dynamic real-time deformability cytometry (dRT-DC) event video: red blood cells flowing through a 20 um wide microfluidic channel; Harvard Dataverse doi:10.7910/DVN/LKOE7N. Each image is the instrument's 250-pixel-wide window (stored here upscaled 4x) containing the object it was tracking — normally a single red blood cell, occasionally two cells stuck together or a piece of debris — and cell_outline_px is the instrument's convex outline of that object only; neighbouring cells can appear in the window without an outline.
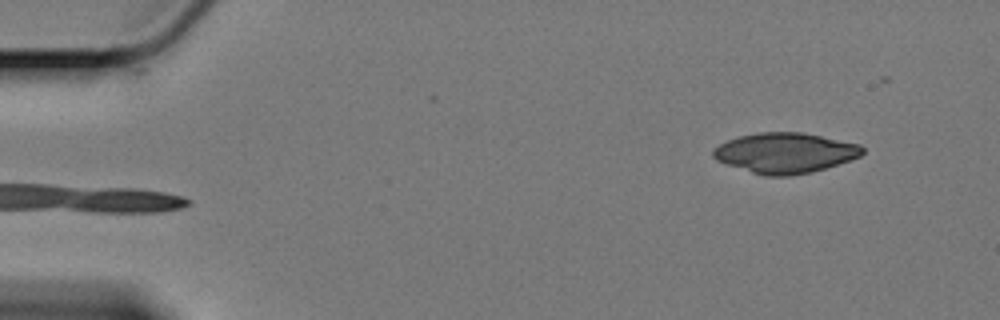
{"species": "Egyptian fruit bat (a non-hibernating species)", "species_latin": "Rousettus aegyptiacus", "temperature_condition": "cold", "stored_images_in_passage": 47, "segment_of_instrument_passage": [1, 2], "camera_frame_rate_fps": 3000, "um_per_image_px": 0.085, "animal": {"sex": "female"}, "frame": {"image": 1, "passage_image": 1, "time_ms": 0.0, "image_size_px": [1000, 320], "cell_outline_px": [[864, 152], [860, 156], [812, 172], [788, 176], [764, 176], [724, 164], [716, 160], [712, 156], [712, 148], [728, 140], [740, 136], [756, 132], [800, 132], [860, 144], [864, 148]], "centroid_in_image_um": [66.68, 13.0], "position_along_channel_um": 18.3, "area_um2": 34.97}}